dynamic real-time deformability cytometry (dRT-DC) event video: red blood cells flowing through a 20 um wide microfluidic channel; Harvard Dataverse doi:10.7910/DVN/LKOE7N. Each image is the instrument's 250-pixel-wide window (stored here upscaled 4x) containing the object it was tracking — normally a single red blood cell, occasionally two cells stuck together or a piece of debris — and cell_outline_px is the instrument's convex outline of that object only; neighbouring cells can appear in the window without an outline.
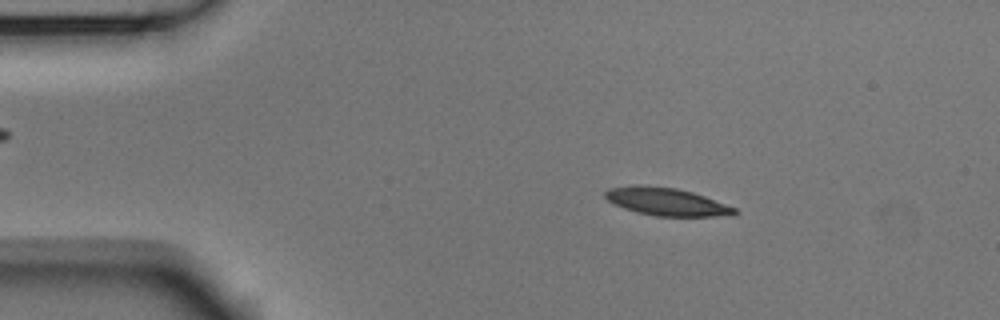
{"species": "Egyptian fruit bat (a non-hibernating species)", "species_latin": "Rousettus aegyptiacus", "temperature_condition": "room temperature", "stored_images_in_passage": 53, "camera_frame_rate_fps": 3000, "um_per_image_px": 0.085, "animal": {"sex": "male"}, "frame": {"image": 1, "passage_image": 8, "time_ms": 2.333, "image_size_px": [1000, 320], "cell_outline_px": [[740, 212], [732, 216], [656, 216], [636, 212], [624, 208], [608, 200], [604, 196], [604, 192], [608, 188], [636, 184], [676, 188], [692, 192], [704, 196], [736, 208]], "centroid_in_image_um": [56.66, 17.14], "position_along_channel_um": 28.3, "area_um2": 20.98}}
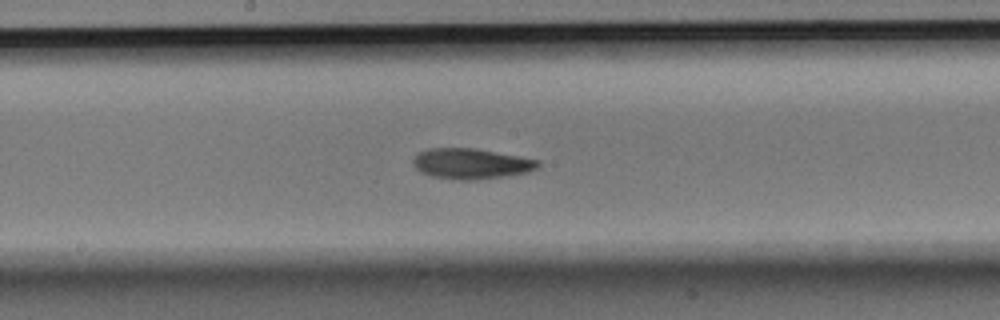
{"frame": {"image": 2, "passage_image": 27, "time_ms": 8.667, "image_size_px": [1000, 320], "cell_outline_px": [[540, 164], [536, 168], [528, 172], [508, 176], [476, 180], [460, 180], [432, 176], [420, 172], [412, 164], [412, 160], [416, 152], [428, 148], [476, 148], [540, 160]], "centroid_in_image_um": [40.02, 13.91], "position_along_channel_um": 208.2, "area_um2": 22.48}}
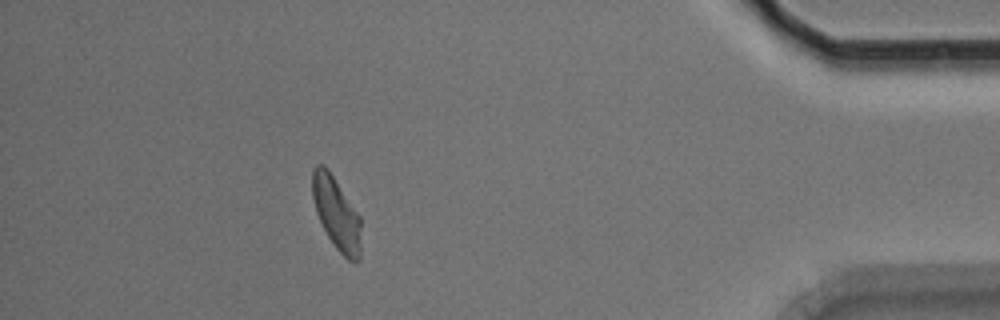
{"frame": {"image": 3, "passage_image": 47, "time_ms": 15.333, "image_size_px": [1000, 320], "cell_outline_px": [[360, 260], [348, 260], [336, 248], [328, 236], [316, 212], [312, 196], [312, 168], [316, 164], [324, 164], [328, 168], [360, 216]], "centroid_in_image_um": [28.58, 18.09], "position_along_channel_um": 406.6, "area_um2": 20.4}, "authors_computed_cell_mechanics": {"area_um2": 21.097, "velocity_mm_per_s": 3.7243, "shape_relaxation_time_tau1_ms": 4.0261, "shape_relaxation_time_tau2_ms": 2.6526, "deformation_change_tau1": 0.1307, "deformation_change_tau2": 0.0899}}